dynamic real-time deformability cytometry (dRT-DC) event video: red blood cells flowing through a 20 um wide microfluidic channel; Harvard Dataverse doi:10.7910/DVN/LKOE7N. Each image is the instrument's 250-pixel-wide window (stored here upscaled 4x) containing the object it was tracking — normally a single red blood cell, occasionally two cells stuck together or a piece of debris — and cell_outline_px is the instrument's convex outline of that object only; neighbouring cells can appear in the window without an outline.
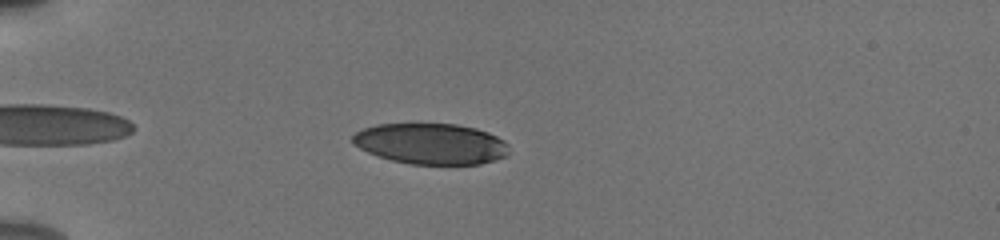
{"species": "human", "species_latin": "Homo sapiens", "temperature_condition": "cold", "stored_images_in_passage": 44, "camera_frame_rate_fps": 3000, "um_per_image_px": 0.085, "donor": {"sex": "male"}, "frame": {"image": 1, "passage_image": 6, "time_ms": 1.667, "image_size_px": [1000, 240], "cell_outline_px": [[508, 152], [504, 156], [480, 164], [408, 164], [392, 160], [368, 152], [352, 144], [352, 136], [356, 132], [364, 128], [376, 124], [456, 124], [476, 128], [488, 132], [504, 140], [508, 144]], "centroid_in_image_um": [36.62, 12.21], "position_along_channel_um": 48.4, "area_um2": 37.11}}
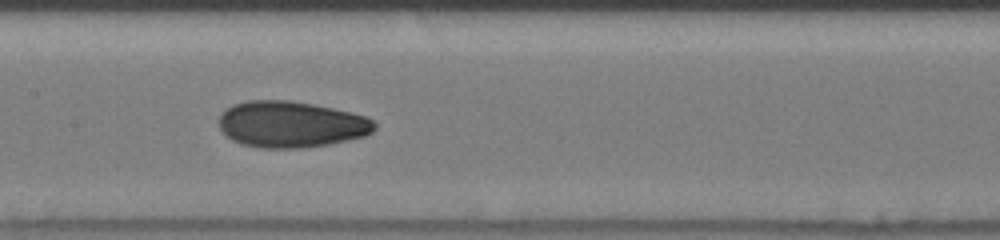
{"frame": {"image": 2, "passage_image": 19, "time_ms": 6.0, "image_size_px": [1000, 240], "cell_outline_px": [[376, 128], [372, 132], [364, 136], [348, 140], [328, 144], [300, 148], [264, 148], [240, 144], [232, 140], [220, 128], [220, 116], [232, 104], [248, 100], [292, 100], [332, 108], [364, 116], [372, 120], [376, 124]], "centroid_in_image_um": [24.74, 10.57], "position_along_channel_um": 182.7, "area_um2": 41.73}}
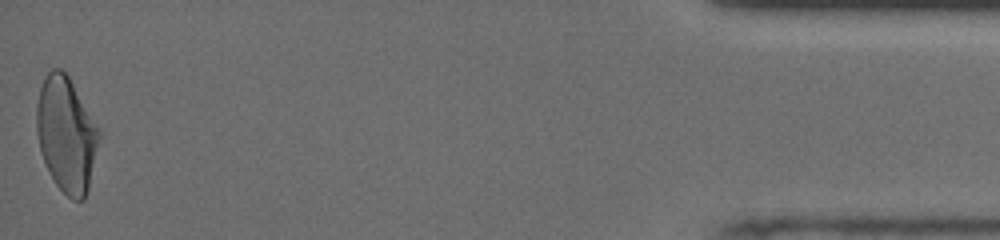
{"frame": {"image": 3, "passage_image": 44, "time_ms": 14.333, "image_size_px": [1000, 240], "cell_outline_px": [[100, 136], [88, 188], [84, 200], [72, 200], [56, 184], [40, 152], [36, 132], [36, 104], [40, 88], [44, 76], [52, 68], [60, 68], [68, 76], [100, 132]], "centroid_in_image_um": [5.61, 11.41], "position_along_channel_um": 429.6, "area_um2": 41.27}, "authors_computed_cell_mechanics": {"area_um2": 40.4022, "velocity_mm_per_s": 3.8831, "shape_relaxation_time_tau1_ms": 3.8138, "shape_relaxation_time_tau2_ms": 1.7303, "deformation_change_tau1": 0.1428, "deformation_change_tau2": 0.0694}}